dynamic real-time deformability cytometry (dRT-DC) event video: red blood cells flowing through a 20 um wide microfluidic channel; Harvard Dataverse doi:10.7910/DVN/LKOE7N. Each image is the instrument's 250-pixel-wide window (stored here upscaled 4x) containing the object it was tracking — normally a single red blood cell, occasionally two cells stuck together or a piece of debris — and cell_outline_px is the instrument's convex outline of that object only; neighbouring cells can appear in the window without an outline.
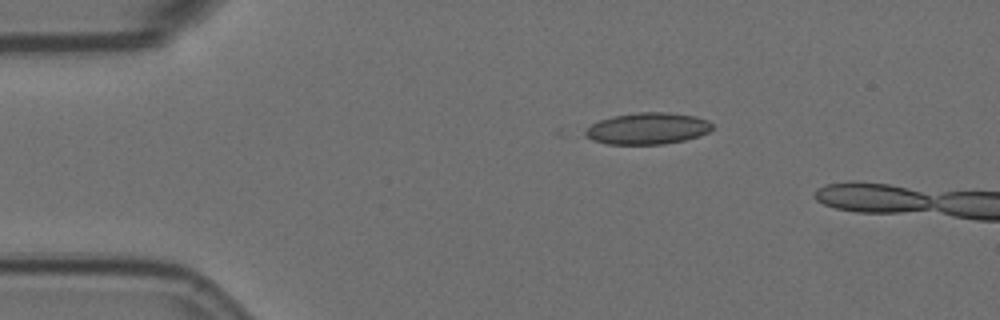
{"species": "Egyptian fruit bat (a non-hibernating species)", "species_latin": "Rousettus aegyptiacus", "temperature_condition": "room temperature", "stored_images_in_passage": 6, "camera_frame_rate_fps": 3000, "um_per_image_px": 0.085, "animal": {"sex": "female"}, "frame": {"image": 1, "passage_image": 1, "time_ms": 0.0, "image_size_px": [1000, 320], "cell_outline_px": [[712, 128], [708, 132], [700, 136], [684, 140], [664, 144], [608, 144], [592, 140], [584, 136], [584, 132], [592, 124], [600, 120], [612, 116], [640, 112], [664, 112], [696, 116], [708, 120], [712, 124]], "centroid_in_image_um": [55.05, 10.92], "position_along_channel_um": 30.0, "area_um2": 23.35}}